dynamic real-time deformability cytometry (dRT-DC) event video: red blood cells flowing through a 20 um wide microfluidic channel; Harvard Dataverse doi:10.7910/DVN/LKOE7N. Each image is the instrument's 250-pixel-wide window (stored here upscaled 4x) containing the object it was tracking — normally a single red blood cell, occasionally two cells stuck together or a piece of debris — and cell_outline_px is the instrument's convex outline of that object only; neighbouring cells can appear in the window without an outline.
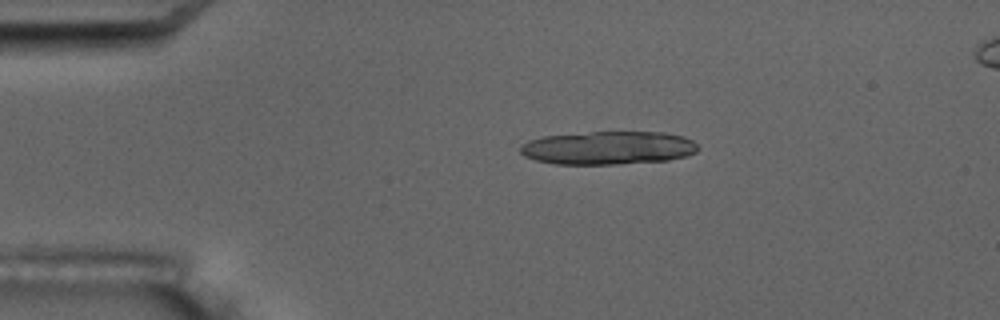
{"species": "common noctule bat (a hibernating species)", "species_latin": "Nyctalus noctula", "temperature_condition": "room temperature", "stored_images_in_passage": 3, "camera_frame_rate_fps": 3000, "um_per_image_px": 0.085, "animal": {"sex": "male", "body_mass_g": 17.5, "forearm_length_mm": 52.3}, "frame": {"image": 1, "passage_image": 1, "time_ms": 0.0, "image_size_px": [1000, 320], "cell_outline_px": [[700, 148], [696, 152], [684, 156], [668, 160], [620, 164], [556, 164], [536, 160], [524, 156], [520, 152], [520, 144], [528, 140], [544, 136], [592, 132], [664, 132], [684, 136], [692, 140]], "centroid_in_image_um": [51.69, 12.57], "position_along_channel_um": 33.3, "area_um2": 34.56}}